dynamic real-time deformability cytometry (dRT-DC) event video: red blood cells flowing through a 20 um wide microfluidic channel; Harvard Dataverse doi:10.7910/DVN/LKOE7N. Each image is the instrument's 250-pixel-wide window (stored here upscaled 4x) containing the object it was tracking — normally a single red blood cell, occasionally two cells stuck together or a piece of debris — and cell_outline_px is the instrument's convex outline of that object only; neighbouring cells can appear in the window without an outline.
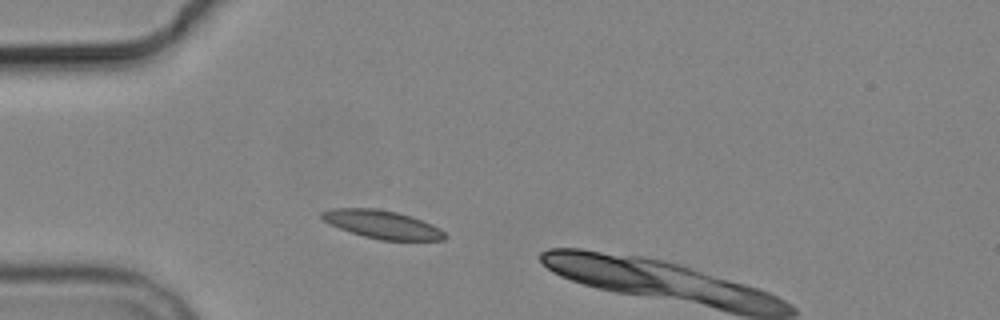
{"species": "common noctule bat (a hibernating species)", "species_latin": "Nyctalus noctula", "temperature_condition": "cold", "stored_images_in_passage": 2, "camera_frame_rate_fps": 3000, "um_per_image_px": 0.085, "animal": {"sex": "male", "body_mass_g": 19.2, "forearm_length_mm": 51.8}, "frame": {"image": 1, "passage_image": 1, "time_ms": 0.0, "image_size_px": [1000, 320], "cell_outline_px": [[448, 236], [444, 240], [380, 240], [364, 236], [340, 228], [324, 220], [320, 216], [320, 212], [332, 208], [376, 208], [396, 212], [432, 224], [440, 228]], "centroid_in_image_um": [32.5, 19.08], "position_along_channel_um": 52.5, "area_um2": 19.94}}